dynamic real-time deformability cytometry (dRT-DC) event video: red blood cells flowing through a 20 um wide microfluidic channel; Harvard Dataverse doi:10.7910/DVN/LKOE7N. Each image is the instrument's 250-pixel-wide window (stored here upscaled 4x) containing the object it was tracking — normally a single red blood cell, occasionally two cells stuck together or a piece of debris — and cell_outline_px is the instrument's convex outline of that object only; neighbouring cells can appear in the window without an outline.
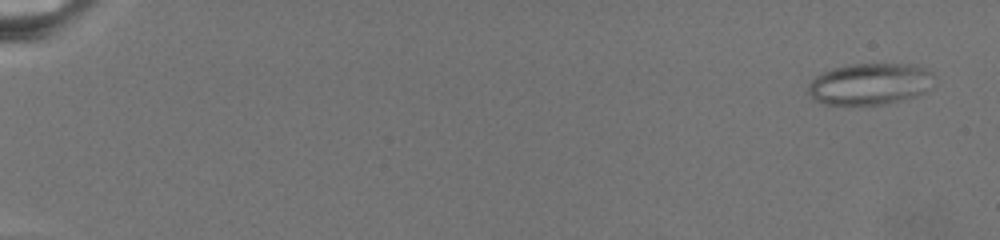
{"species": "common noctule bat (a hibernating species)", "species_latin": "Nyctalus noctula", "temperature_condition": "warm", "stored_images_in_passage": 75, "camera_frame_rate_fps": 3000, "um_per_image_px": 0.085, "animal": {"sex": "female", "body_mass_g": 19.5, "forearm_length_mm": 54.1}, "frame": {"image": 1, "passage_image": 4, "time_ms": 1.0, "image_size_px": [1000, 240], "cell_outline_px": [[936, 76], [924, 92], [916, 96], [884, 104], [824, 104], [808, 96], [808, 84], [816, 76], [832, 68], [852, 64], [916, 64], [932, 72]], "centroid_in_image_um": [73.94, 7.12], "position_along_channel_um": 11.1, "area_um2": 30.4}}
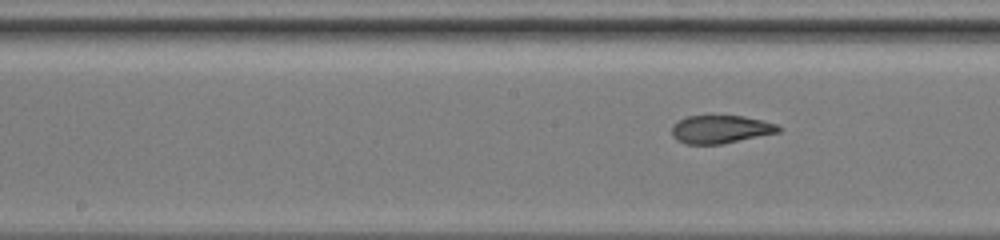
{"frame": {"image": 2, "passage_image": 42, "time_ms": 13.667, "image_size_px": [1000, 240], "cell_outline_px": [[784, 128], [780, 132], [724, 144], [684, 144], [676, 140], [672, 136], [672, 124], [676, 120], [688, 116], [744, 116], [764, 120], [776, 124]], "centroid_in_image_um": [61.26, 10.99], "position_along_channel_um": 186.9, "area_um2": 17.8}}
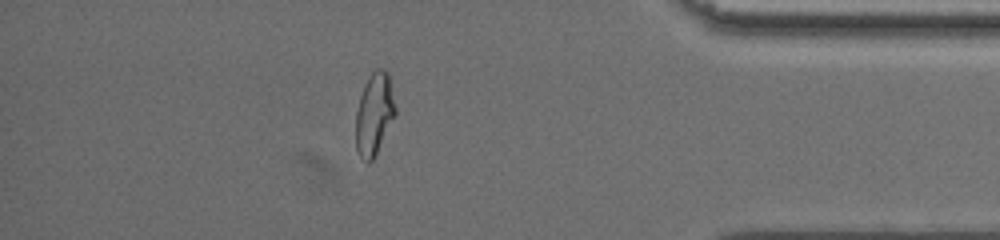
{"frame": {"image": 3, "passage_image": 67, "time_ms": 22.0, "image_size_px": [1000, 240], "cell_outline_px": [[396, 116], [372, 160], [368, 164], [360, 156], [356, 148], [356, 112], [360, 96], [364, 84], [372, 72], [376, 68], [384, 68], [388, 72], [396, 108]], "centroid_in_image_um": [31.82, 9.67], "position_along_channel_um": 403.4, "area_um2": 18.96}}